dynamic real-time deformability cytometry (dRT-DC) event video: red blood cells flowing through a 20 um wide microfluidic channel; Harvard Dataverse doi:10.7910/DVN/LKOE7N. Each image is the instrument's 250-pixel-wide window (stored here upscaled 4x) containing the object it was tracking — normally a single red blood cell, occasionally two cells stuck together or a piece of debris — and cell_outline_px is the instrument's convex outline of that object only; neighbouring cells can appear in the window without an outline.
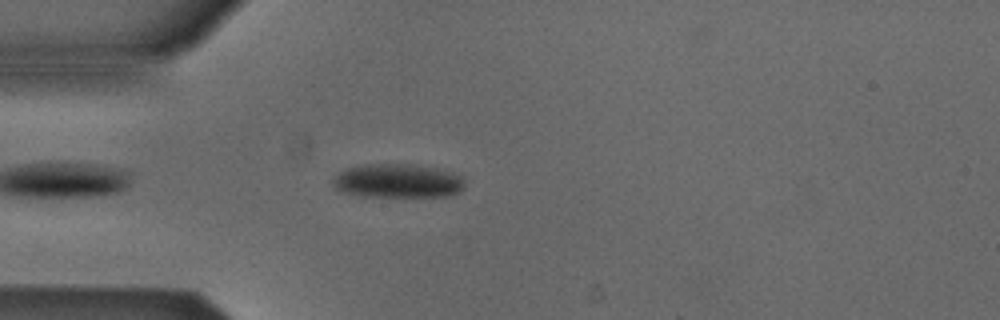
{"species": "Egyptian fruit bat (a non-hibernating species)", "species_latin": "Rousettus aegyptiacus", "temperature_condition": "cold", "stored_images_in_passage": 39, "camera_frame_rate_fps": 3000, "um_per_image_px": 0.085, "animal": {"sex": "male"}, "frame": {"image": 1, "passage_image": 3, "time_ms": 0.667, "image_size_px": [1000, 320], "cell_outline_px": [[464, 188], [460, 192], [448, 196], [360, 196], [340, 192], [332, 184], [332, 180], [340, 172], [348, 168], [368, 164], [416, 164], [436, 168], [452, 172], [460, 176], [464, 180]], "centroid_in_image_um": [33.82, 15.38], "position_along_channel_um": 51.2, "area_um2": 26.13}}
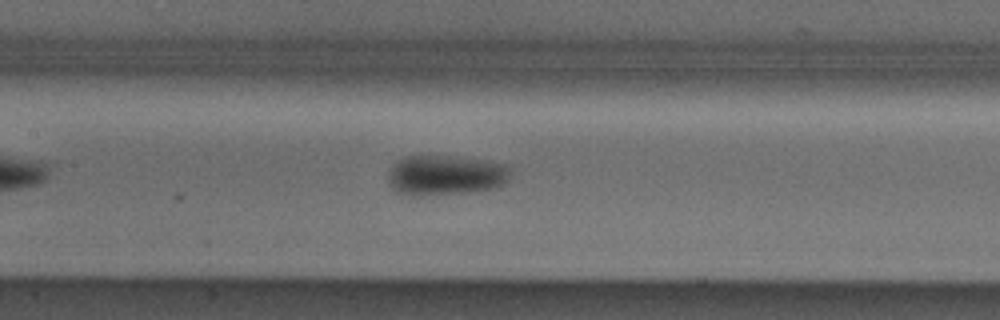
{"frame": {"image": 2, "passage_image": 13, "time_ms": 4.0, "image_size_px": [1000, 320], "cell_outline_px": [[512, 168], [508, 180], [504, 184], [492, 188], [460, 192], [396, 192], [388, 184], [388, 172], [392, 164], [396, 160], [404, 156], [448, 156], [480, 160], [504, 164]], "centroid_in_image_um": [37.86, 14.83], "position_along_channel_um": 169.5, "area_um2": 27.51}}
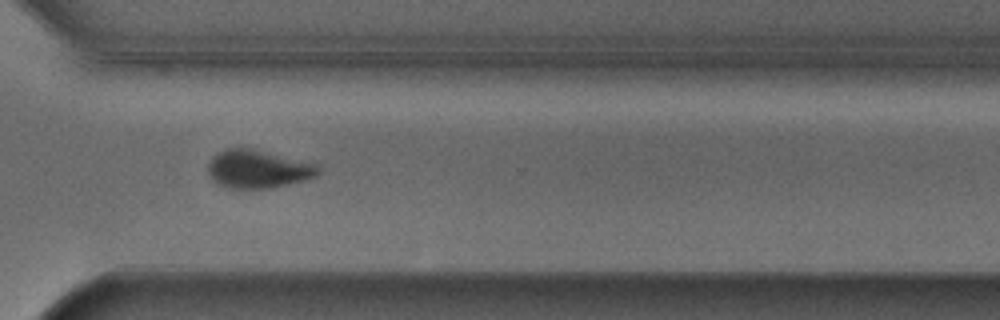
{"frame": {"image": 3, "passage_image": 27, "time_ms": 8.667, "image_size_px": [1000, 320], "cell_outline_px": [[320, 172], [316, 176], [308, 180], [272, 188], [228, 188], [216, 184], [208, 176], [208, 164], [212, 156], [224, 148], [252, 148], [316, 164], [320, 168]], "centroid_in_image_um": [21.9, 14.38], "position_along_channel_um": 348.7, "area_um2": 24.8}, "authors_computed_cell_mechanics": {"area_um2": 26.3568, "velocity_mm_per_s": 3.846, "shape_relaxation_time_tau1_ms": 4.2366, "shape_relaxation_time_tau2_ms": null, "deformation_change_tau1": 0.1253, "deformation_change_tau2": null}}